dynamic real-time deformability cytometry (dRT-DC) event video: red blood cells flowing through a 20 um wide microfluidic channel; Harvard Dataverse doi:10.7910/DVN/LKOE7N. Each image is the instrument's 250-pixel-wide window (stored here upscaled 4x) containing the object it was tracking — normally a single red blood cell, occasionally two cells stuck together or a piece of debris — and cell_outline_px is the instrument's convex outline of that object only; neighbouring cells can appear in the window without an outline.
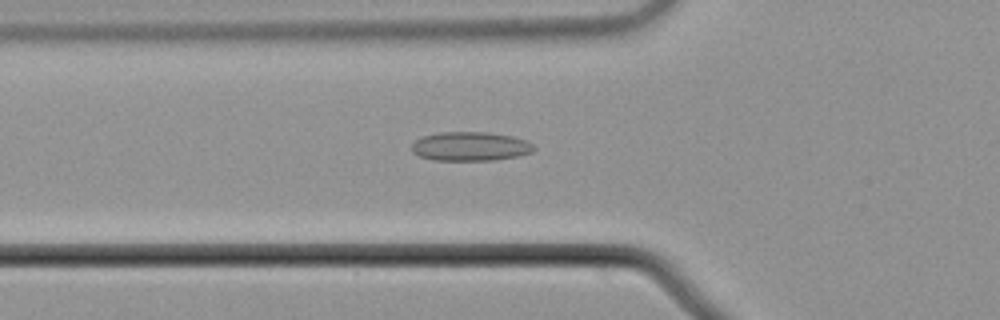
{"species": "common noctule bat (a hibernating species)", "species_latin": "Nyctalus noctula", "temperature_condition": "cold", "stored_images_in_passage": 43, "camera_frame_rate_fps": 3000, "um_per_image_px": 0.085, "animal": {"sex": "male", "body_mass_g": 21.5, "forearm_length_mm": 52.0}, "frame": {"image": 1, "passage_image": 8, "time_ms": 2.333, "image_size_px": [1000, 320], "cell_outline_px": [[536, 148], [532, 152], [520, 156], [496, 160], [432, 160], [420, 156], [412, 152], [412, 144], [416, 140], [424, 136], [440, 132], [488, 132], [512, 136], [524, 140], [532, 144]], "centroid_in_image_um": [40.0, 12.45], "position_along_channel_um": 85.8, "area_um2": 20.69}}
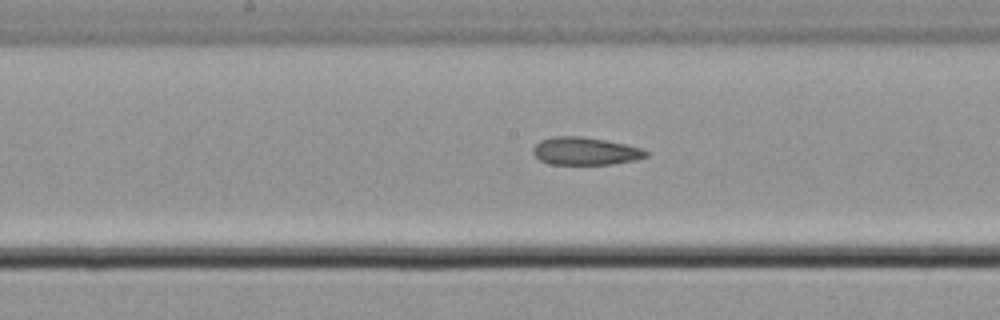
{"frame": {"image": 2, "passage_image": 17, "time_ms": 5.333, "image_size_px": [1000, 320], "cell_outline_px": [[648, 156], [636, 160], [612, 164], [548, 164], [540, 160], [532, 152], [532, 148], [540, 140], [552, 136], [580, 136], [604, 140], [624, 144], [640, 148], [648, 152]], "centroid_in_image_um": [49.71, 12.85], "position_along_channel_um": 198.5, "area_um2": 18.21}}
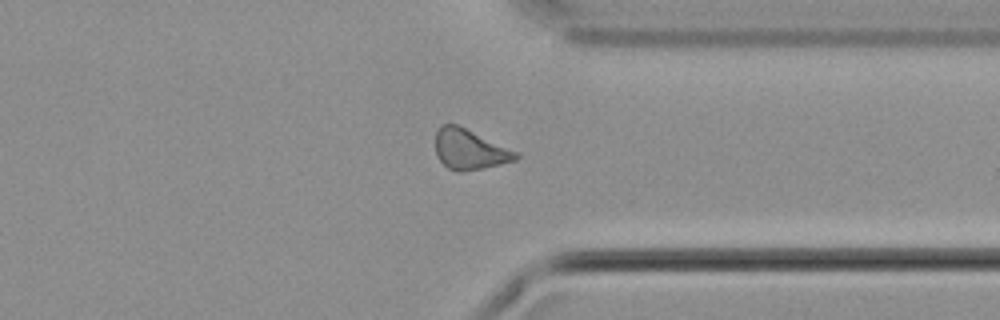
{"frame": {"image": 3, "passage_image": 31, "time_ms": 10.0, "image_size_px": [1000, 320], "cell_outline_px": [[520, 156], [516, 160], [484, 168], [464, 172], [456, 172], [448, 168], [436, 156], [436, 132], [440, 124], [456, 124], [520, 152]], "centroid_in_image_um": [39.94, 12.71], "position_along_channel_um": 371.5, "area_um2": 19.02}, "authors_computed_cell_mechanics": {"area_um2": 18.6694, "velocity_mm_per_s": 3.7416, "shape_relaxation_time_tau1_ms": null, "shape_relaxation_time_tau2_ms": 4.7725, "deformation_change_tau1": null, "deformation_change_tau2": 0.1361}}